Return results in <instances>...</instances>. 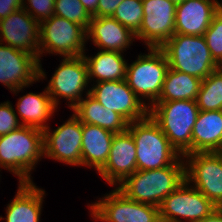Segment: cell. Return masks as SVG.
Wrapping results in <instances>:
<instances>
[{"label": "cell", "mask_w": 222, "mask_h": 222, "mask_svg": "<svg viewBox=\"0 0 222 222\" xmlns=\"http://www.w3.org/2000/svg\"><path fill=\"white\" fill-rule=\"evenodd\" d=\"M144 17L136 39L144 40L148 48H160L175 34L177 5L170 0H142Z\"/></svg>", "instance_id": "obj_14"}, {"label": "cell", "mask_w": 222, "mask_h": 222, "mask_svg": "<svg viewBox=\"0 0 222 222\" xmlns=\"http://www.w3.org/2000/svg\"><path fill=\"white\" fill-rule=\"evenodd\" d=\"M42 78H46L45 72L34 55L0 43V82L4 86L17 94Z\"/></svg>", "instance_id": "obj_12"}, {"label": "cell", "mask_w": 222, "mask_h": 222, "mask_svg": "<svg viewBox=\"0 0 222 222\" xmlns=\"http://www.w3.org/2000/svg\"><path fill=\"white\" fill-rule=\"evenodd\" d=\"M88 67V77L97 79L94 81H116L124 80L127 71V62L121 52L117 51H99L95 56L88 57L83 54Z\"/></svg>", "instance_id": "obj_25"}, {"label": "cell", "mask_w": 222, "mask_h": 222, "mask_svg": "<svg viewBox=\"0 0 222 222\" xmlns=\"http://www.w3.org/2000/svg\"><path fill=\"white\" fill-rule=\"evenodd\" d=\"M136 154V144L132 134L128 130L116 133L112 139L108 160L98 174L108 184L120 185L137 170Z\"/></svg>", "instance_id": "obj_17"}, {"label": "cell", "mask_w": 222, "mask_h": 222, "mask_svg": "<svg viewBox=\"0 0 222 222\" xmlns=\"http://www.w3.org/2000/svg\"><path fill=\"white\" fill-rule=\"evenodd\" d=\"M42 156L44 143L40 129L22 125L0 136V167L17 175L19 182H33L30 173Z\"/></svg>", "instance_id": "obj_2"}, {"label": "cell", "mask_w": 222, "mask_h": 222, "mask_svg": "<svg viewBox=\"0 0 222 222\" xmlns=\"http://www.w3.org/2000/svg\"><path fill=\"white\" fill-rule=\"evenodd\" d=\"M87 32V40L91 39L93 44L102 51H117L124 53L131 46L135 34L124 27L113 17H91Z\"/></svg>", "instance_id": "obj_19"}, {"label": "cell", "mask_w": 222, "mask_h": 222, "mask_svg": "<svg viewBox=\"0 0 222 222\" xmlns=\"http://www.w3.org/2000/svg\"><path fill=\"white\" fill-rule=\"evenodd\" d=\"M216 6H217L218 11L222 12V0H221V3L218 0H216Z\"/></svg>", "instance_id": "obj_37"}, {"label": "cell", "mask_w": 222, "mask_h": 222, "mask_svg": "<svg viewBox=\"0 0 222 222\" xmlns=\"http://www.w3.org/2000/svg\"><path fill=\"white\" fill-rule=\"evenodd\" d=\"M88 206L96 221L161 222L159 207L128 199L117 188Z\"/></svg>", "instance_id": "obj_10"}, {"label": "cell", "mask_w": 222, "mask_h": 222, "mask_svg": "<svg viewBox=\"0 0 222 222\" xmlns=\"http://www.w3.org/2000/svg\"><path fill=\"white\" fill-rule=\"evenodd\" d=\"M54 15L75 22L86 30L92 17L80 0H55Z\"/></svg>", "instance_id": "obj_29"}, {"label": "cell", "mask_w": 222, "mask_h": 222, "mask_svg": "<svg viewBox=\"0 0 222 222\" xmlns=\"http://www.w3.org/2000/svg\"><path fill=\"white\" fill-rule=\"evenodd\" d=\"M216 209L218 208L207 197L185 180L159 206L160 221L200 222Z\"/></svg>", "instance_id": "obj_9"}, {"label": "cell", "mask_w": 222, "mask_h": 222, "mask_svg": "<svg viewBox=\"0 0 222 222\" xmlns=\"http://www.w3.org/2000/svg\"><path fill=\"white\" fill-rule=\"evenodd\" d=\"M217 12L216 0H185L176 7L175 33L204 36Z\"/></svg>", "instance_id": "obj_18"}, {"label": "cell", "mask_w": 222, "mask_h": 222, "mask_svg": "<svg viewBox=\"0 0 222 222\" xmlns=\"http://www.w3.org/2000/svg\"><path fill=\"white\" fill-rule=\"evenodd\" d=\"M155 170H136L117 189L128 199L159 207L163 200L185 182V161Z\"/></svg>", "instance_id": "obj_1"}, {"label": "cell", "mask_w": 222, "mask_h": 222, "mask_svg": "<svg viewBox=\"0 0 222 222\" xmlns=\"http://www.w3.org/2000/svg\"><path fill=\"white\" fill-rule=\"evenodd\" d=\"M23 8L39 23L54 15L55 0H23ZM30 4L29 6L26 4Z\"/></svg>", "instance_id": "obj_31"}, {"label": "cell", "mask_w": 222, "mask_h": 222, "mask_svg": "<svg viewBox=\"0 0 222 222\" xmlns=\"http://www.w3.org/2000/svg\"><path fill=\"white\" fill-rule=\"evenodd\" d=\"M200 222H222V208L216 209L211 215Z\"/></svg>", "instance_id": "obj_36"}, {"label": "cell", "mask_w": 222, "mask_h": 222, "mask_svg": "<svg viewBox=\"0 0 222 222\" xmlns=\"http://www.w3.org/2000/svg\"><path fill=\"white\" fill-rule=\"evenodd\" d=\"M198 113L195 100L155 102L148 110L181 156L192 153V130Z\"/></svg>", "instance_id": "obj_3"}, {"label": "cell", "mask_w": 222, "mask_h": 222, "mask_svg": "<svg viewBox=\"0 0 222 222\" xmlns=\"http://www.w3.org/2000/svg\"><path fill=\"white\" fill-rule=\"evenodd\" d=\"M222 152V110L201 111L192 130V153Z\"/></svg>", "instance_id": "obj_20"}, {"label": "cell", "mask_w": 222, "mask_h": 222, "mask_svg": "<svg viewBox=\"0 0 222 222\" xmlns=\"http://www.w3.org/2000/svg\"><path fill=\"white\" fill-rule=\"evenodd\" d=\"M16 107L23 120L20 122L21 125L37 128L42 131L48 127L46 122L57 109L47 89L39 94L30 92L20 97Z\"/></svg>", "instance_id": "obj_24"}, {"label": "cell", "mask_w": 222, "mask_h": 222, "mask_svg": "<svg viewBox=\"0 0 222 222\" xmlns=\"http://www.w3.org/2000/svg\"><path fill=\"white\" fill-rule=\"evenodd\" d=\"M39 34L40 23L23 7L0 20V43L4 41L6 45L34 55L38 60Z\"/></svg>", "instance_id": "obj_16"}, {"label": "cell", "mask_w": 222, "mask_h": 222, "mask_svg": "<svg viewBox=\"0 0 222 222\" xmlns=\"http://www.w3.org/2000/svg\"><path fill=\"white\" fill-rule=\"evenodd\" d=\"M169 68L204 80L220 66L211 56L204 36L175 33L160 47Z\"/></svg>", "instance_id": "obj_5"}, {"label": "cell", "mask_w": 222, "mask_h": 222, "mask_svg": "<svg viewBox=\"0 0 222 222\" xmlns=\"http://www.w3.org/2000/svg\"><path fill=\"white\" fill-rule=\"evenodd\" d=\"M86 11L92 16L97 11L99 0H80Z\"/></svg>", "instance_id": "obj_35"}, {"label": "cell", "mask_w": 222, "mask_h": 222, "mask_svg": "<svg viewBox=\"0 0 222 222\" xmlns=\"http://www.w3.org/2000/svg\"><path fill=\"white\" fill-rule=\"evenodd\" d=\"M86 29L63 17L53 15L40 23L39 62L42 53L77 57L85 53Z\"/></svg>", "instance_id": "obj_7"}, {"label": "cell", "mask_w": 222, "mask_h": 222, "mask_svg": "<svg viewBox=\"0 0 222 222\" xmlns=\"http://www.w3.org/2000/svg\"><path fill=\"white\" fill-rule=\"evenodd\" d=\"M114 135L102 127L82 123V166L93 167L99 172L108 160Z\"/></svg>", "instance_id": "obj_22"}, {"label": "cell", "mask_w": 222, "mask_h": 222, "mask_svg": "<svg viewBox=\"0 0 222 222\" xmlns=\"http://www.w3.org/2000/svg\"><path fill=\"white\" fill-rule=\"evenodd\" d=\"M18 115L8 101L0 104V136H4L21 127Z\"/></svg>", "instance_id": "obj_32"}, {"label": "cell", "mask_w": 222, "mask_h": 222, "mask_svg": "<svg viewBox=\"0 0 222 222\" xmlns=\"http://www.w3.org/2000/svg\"><path fill=\"white\" fill-rule=\"evenodd\" d=\"M204 37L214 61L222 66V12H217L210 26L204 33Z\"/></svg>", "instance_id": "obj_30"}, {"label": "cell", "mask_w": 222, "mask_h": 222, "mask_svg": "<svg viewBox=\"0 0 222 222\" xmlns=\"http://www.w3.org/2000/svg\"><path fill=\"white\" fill-rule=\"evenodd\" d=\"M148 50V54H140L132 64H127L125 80L129 88L149 108L161 94L169 63L161 48L150 47ZM141 96L148 99L150 104L147 105Z\"/></svg>", "instance_id": "obj_6"}, {"label": "cell", "mask_w": 222, "mask_h": 222, "mask_svg": "<svg viewBox=\"0 0 222 222\" xmlns=\"http://www.w3.org/2000/svg\"><path fill=\"white\" fill-rule=\"evenodd\" d=\"M23 2V0H0V20L22 8Z\"/></svg>", "instance_id": "obj_34"}, {"label": "cell", "mask_w": 222, "mask_h": 222, "mask_svg": "<svg viewBox=\"0 0 222 222\" xmlns=\"http://www.w3.org/2000/svg\"><path fill=\"white\" fill-rule=\"evenodd\" d=\"M90 94L103 106L120 114L128 123L144 119L149 108L129 88L126 80L93 84Z\"/></svg>", "instance_id": "obj_15"}, {"label": "cell", "mask_w": 222, "mask_h": 222, "mask_svg": "<svg viewBox=\"0 0 222 222\" xmlns=\"http://www.w3.org/2000/svg\"><path fill=\"white\" fill-rule=\"evenodd\" d=\"M123 0H99L97 11L92 17H112Z\"/></svg>", "instance_id": "obj_33"}, {"label": "cell", "mask_w": 222, "mask_h": 222, "mask_svg": "<svg viewBox=\"0 0 222 222\" xmlns=\"http://www.w3.org/2000/svg\"><path fill=\"white\" fill-rule=\"evenodd\" d=\"M112 17L136 34L144 17L142 0H123Z\"/></svg>", "instance_id": "obj_28"}, {"label": "cell", "mask_w": 222, "mask_h": 222, "mask_svg": "<svg viewBox=\"0 0 222 222\" xmlns=\"http://www.w3.org/2000/svg\"><path fill=\"white\" fill-rule=\"evenodd\" d=\"M73 114L82 122L102 127L113 133H123L128 128V122L118 113L103 107L86 91V99H82L73 109Z\"/></svg>", "instance_id": "obj_23"}, {"label": "cell", "mask_w": 222, "mask_h": 222, "mask_svg": "<svg viewBox=\"0 0 222 222\" xmlns=\"http://www.w3.org/2000/svg\"><path fill=\"white\" fill-rule=\"evenodd\" d=\"M185 179L222 208V152L185 154Z\"/></svg>", "instance_id": "obj_8"}, {"label": "cell", "mask_w": 222, "mask_h": 222, "mask_svg": "<svg viewBox=\"0 0 222 222\" xmlns=\"http://www.w3.org/2000/svg\"><path fill=\"white\" fill-rule=\"evenodd\" d=\"M82 122L73 114L52 133L43 130L44 156L69 165L82 166Z\"/></svg>", "instance_id": "obj_13"}, {"label": "cell", "mask_w": 222, "mask_h": 222, "mask_svg": "<svg viewBox=\"0 0 222 222\" xmlns=\"http://www.w3.org/2000/svg\"><path fill=\"white\" fill-rule=\"evenodd\" d=\"M196 102L201 111L222 110V66L202 80Z\"/></svg>", "instance_id": "obj_27"}, {"label": "cell", "mask_w": 222, "mask_h": 222, "mask_svg": "<svg viewBox=\"0 0 222 222\" xmlns=\"http://www.w3.org/2000/svg\"><path fill=\"white\" fill-rule=\"evenodd\" d=\"M18 191L6 208V222H39L45 190L33 182H19Z\"/></svg>", "instance_id": "obj_21"}, {"label": "cell", "mask_w": 222, "mask_h": 222, "mask_svg": "<svg viewBox=\"0 0 222 222\" xmlns=\"http://www.w3.org/2000/svg\"><path fill=\"white\" fill-rule=\"evenodd\" d=\"M202 80L198 77L168 69L161 94L156 102L195 100Z\"/></svg>", "instance_id": "obj_26"}, {"label": "cell", "mask_w": 222, "mask_h": 222, "mask_svg": "<svg viewBox=\"0 0 222 222\" xmlns=\"http://www.w3.org/2000/svg\"><path fill=\"white\" fill-rule=\"evenodd\" d=\"M172 3L178 5L180 4L181 2L185 1V0H170Z\"/></svg>", "instance_id": "obj_38"}, {"label": "cell", "mask_w": 222, "mask_h": 222, "mask_svg": "<svg viewBox=\"0 0 222 222\" xmlns=\"http://www.w3.org/2000/svg\"><path fill=\"white\" fill-rule=\"evenodd\" d=\"M88 67L82 56L65 57L55 70L46 87L53 104L58 107L59 97L65 98L73 109L82 99L89 83Z\"/></svg>", "instance_id": "obj_11"}, {"label": "cell", "mask_w": 222, "mask_h": 222, "mask_svg": "<svg viewBox=\"0 0 222 222\" xmlns=\"http://www.w3.org/2000/svg\"><path fill=\"white\" fill-rule=\"evenodd\" d=\"M136 144L137 170H155L174 164L181 155L148 114L128 124Z\"/></svg>", "instance_id": "obj_4"}]
</instances>
